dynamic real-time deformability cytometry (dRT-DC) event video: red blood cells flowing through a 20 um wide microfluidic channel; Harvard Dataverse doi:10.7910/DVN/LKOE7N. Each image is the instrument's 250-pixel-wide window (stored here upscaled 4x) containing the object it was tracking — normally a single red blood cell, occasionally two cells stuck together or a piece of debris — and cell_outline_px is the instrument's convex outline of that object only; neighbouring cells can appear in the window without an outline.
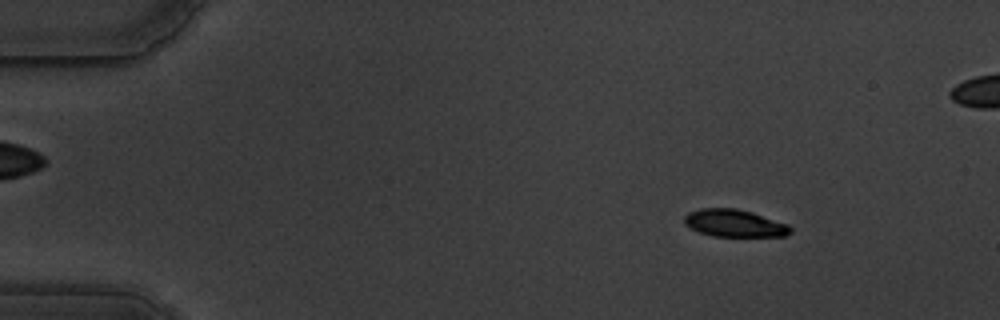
{"species": "common noctule bat (a hibernating species)", "species_latin": "Nyctalus noctula", "temperature_condition": "warm", "stored_images_in_passage": 56, "camera_frame_rate_fps": 3000, "um_per_image_px": 0.085, "animal": {"sex": "male", "body_mass_g": 19.5, "forearm_length_mm": 54.6}, "frame": {"image": 1, "passage_image": 8, "time_ms": 2.333, "image_size_px": [1000, 320], "cell_outline_px": [[792, 232], [784, 236], [712, 236], [700, 232], [684, 224], [684, 216], [688, 212], [700, 208], [736, 208], [752, 212], [788, 224], [792, 228]], "centroid_in_image_um": [62.42, 18.96], "position_along_channel_um": 22.6, "area_um2": 16.94}}
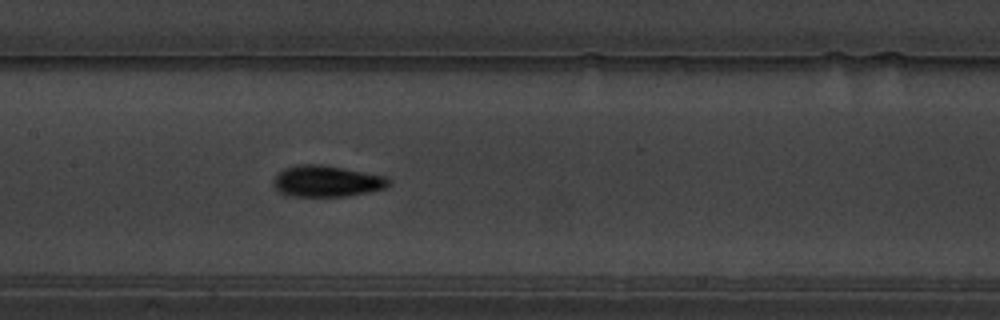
{"frame": {"image": 2, "passage_image": 29, "time_ms": 9.333, "image_size_px": [1000, 320], "cell_outline_px": [[388, 184], [384, 188], [368, 192], [344, 196], [296, 196], [280, 192], [272, 184], [272, 180], [284, 168], [296, 164], [320, 164], [344, 168], [388, 176]], "centroid_in_image_um": [27.75, 15.38], "position_along_channel_um": 179.6, "area_um2": 20.87}}
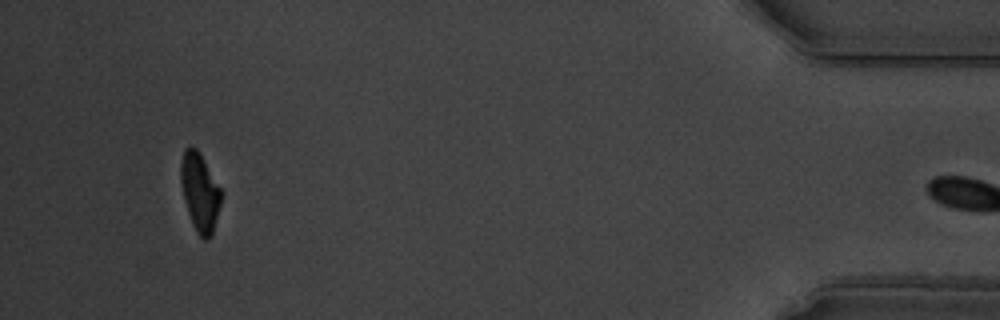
{"frame": {"image": 3, "passage_image": 55, "time_ms": 18.0, "image_size_px": [1000, 320], "cell_outline_px": [[224, 192], [212, 236], [208, 240], [204, 240], [196, 232], [192, 224], [184, 200], [180, 180], [180, 164], [184, 148], [196, 148]], "centroid_in_image_um": [17.01, 16.37], "position_along_channel_um": 418.2, "area_um2": 18.61}}